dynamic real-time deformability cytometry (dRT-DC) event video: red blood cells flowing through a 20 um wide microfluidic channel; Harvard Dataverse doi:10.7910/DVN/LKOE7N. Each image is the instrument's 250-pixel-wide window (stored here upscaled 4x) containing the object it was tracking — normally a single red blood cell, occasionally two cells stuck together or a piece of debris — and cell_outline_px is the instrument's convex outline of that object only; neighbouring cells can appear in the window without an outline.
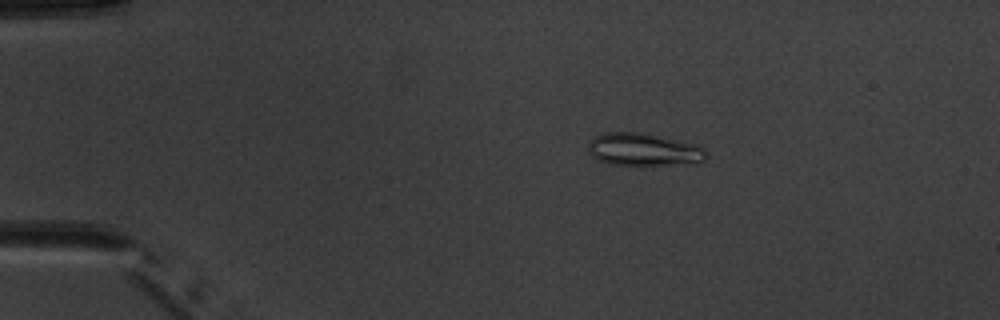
{"species": "common noctule bat (a hibernating species)", "species_latin": "Nyctalus noctula", "temperature_condition": "warm", "stored_images_in_passage": 6, "camera_frame_rate_fps": 3000, "um_per_image_px": 0.085, "animal": {"sex": "male", "body_mass_g": 20.1, "forearm_length_mm": 53.5}, "frame": {"image": 1, "passage_image": 3, "time_ms": 3.333, "image_size_px": [1000, 320], "cell_outline_px": [[708, 156], [704, 160], [664, 164], [608, 164], [596, 160], [588, 152], [588, 140], [592, 136], [604, 132], [640, 132], [696, 144], [704, 148], [708, 152]], "centroid_in_image_um": [54.6, 12.68], "position_along_channel_um": 30.4, "area_um2": 22.25}}
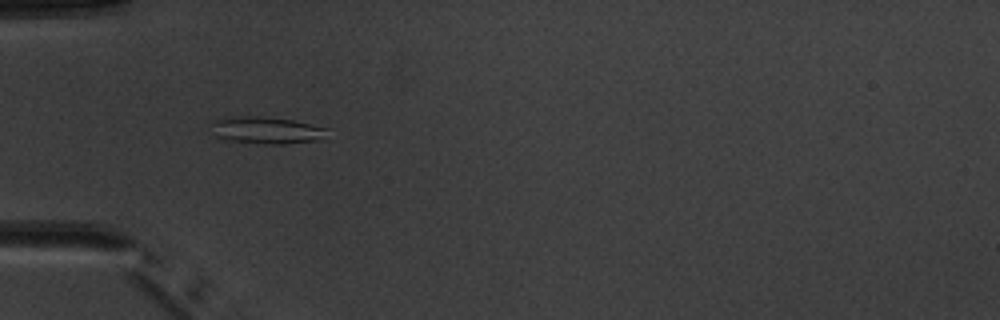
{"frame": {"image": 2, "passage_image": 5, "time_ms": 5.667, "image_size_px": [1000, 320], "cell_outline_px": [[328, 128], [316, 140], [284, 144], [264, 144], [232, 140], [216, 136], [208, 120], [224, 116], [264, 116], [292, 120]], "centroid_in_image_um": [22.51, 11.03], "position_along_channel_um": 62.5, "area_um2": 18.15}}
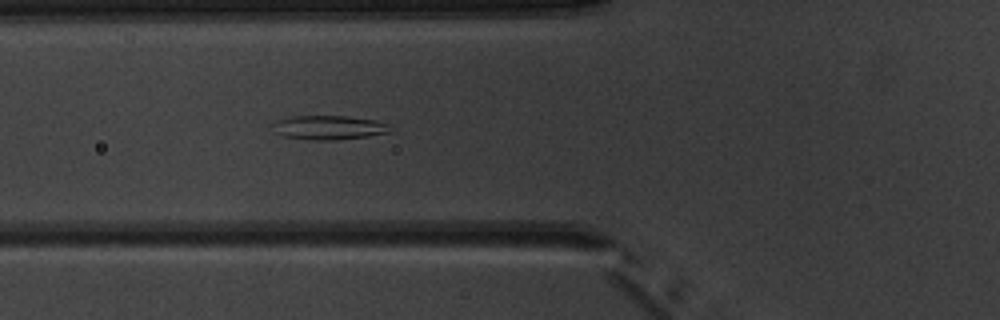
{"frame": {"image": 3, "passage_image": 6, "time_ms": 6.667, "image_size_px": [1000, 320], "cell_outline_px": [[396, 128], [392, 132], [368, 136], [336, 140], [312, 140], [284, 136], [276, 132], [272, 124], [280, 120], [292, 116], [348, 116], [376, 120], [388, 124]], "centroid_in_image_um": [28.06, 10.84], "position_along_channel_um": 97.7, "area_um2": 16.59}}